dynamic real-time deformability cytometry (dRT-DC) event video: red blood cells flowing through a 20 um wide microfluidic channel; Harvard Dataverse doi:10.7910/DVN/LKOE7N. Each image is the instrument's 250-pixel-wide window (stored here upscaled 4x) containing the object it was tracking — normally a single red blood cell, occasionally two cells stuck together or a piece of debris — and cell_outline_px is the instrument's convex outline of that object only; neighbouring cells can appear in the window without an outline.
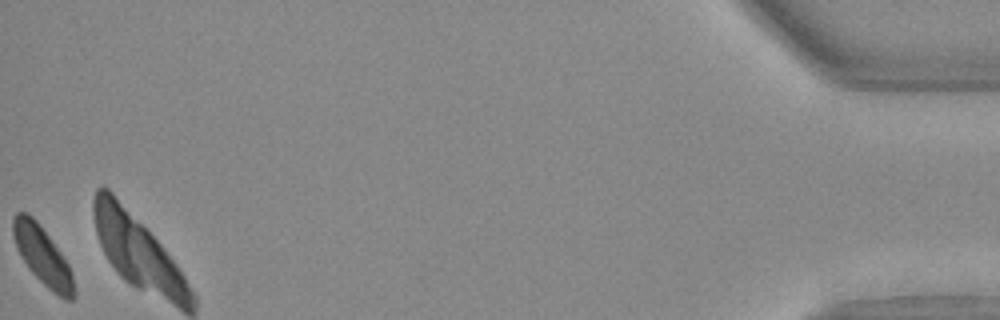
{"species": "Egyptian fruit bat (a non-hibernating species)", "species_latin": "Rousettus aegyptiacus", "temperature_condition": "warm", "stored_images_in_passage": 35, "camera_frame_rate_fps": 3000, "um_per_image_px": 0.085, "animal": {"sex": "female"}, "frame": {"image": 1, "passage_image": 35, "time_ms": 11.333, "image_size_px": [1000, 320], "cell_outline_px": [[76, 292], [72, 300], [64, 300], [52, 292], [28, 268], [12, 236], [12, 216], [16, 212], [28, 212], [36, 220], [60, 252], [68, 264], [72, 272]], "centroid_in_image_um": [3.63, 21.75], "position_along_channel_um": 431.6, "area_um2": 20.46}}